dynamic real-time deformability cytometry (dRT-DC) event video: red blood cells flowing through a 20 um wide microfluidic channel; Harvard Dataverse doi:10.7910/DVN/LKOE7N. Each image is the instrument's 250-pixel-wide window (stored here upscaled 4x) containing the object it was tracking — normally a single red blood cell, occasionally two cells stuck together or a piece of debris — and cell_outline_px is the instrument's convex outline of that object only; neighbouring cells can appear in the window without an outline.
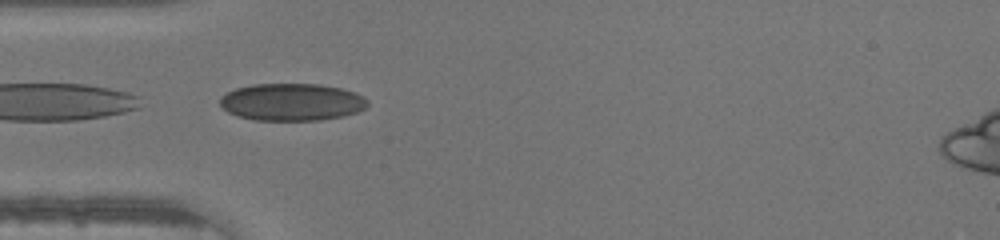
{"species": "human", "species_latin": "Homo sapiens", "temperature_condition": "warm", "stored_images_in_passage": 33, "camera_frame_rate_fps": 3000, "um_per_image_px": 0.085, "donor": {"sex": "male"}, "frame": {"image": 1, "passage_image": 1, "time_ms": 0.0, "image_size_px": [1000, 240], "cell_outline_px": [[368, 104], [364, 108], [356, 112], [344, 116], [320, 120], [256, 120], [236, 116], [220, 108], [220, 96], [236, 88], [252, 84], [320, 84], [340, 88], [356, 92], [364, 96], [368, 100]], "centroid_in_image_um": [24.79, 8.67], "position_along_channel_um": 60.2, "area_um2": 32.31}}
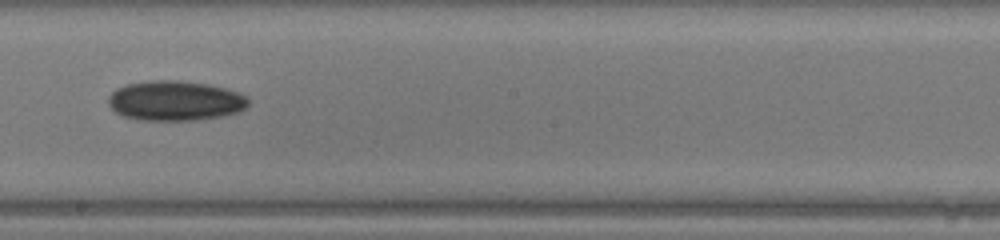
{"frame": {"image": 2, "passage_image": 13, "time_ms": 4.0, "image_size_px": [1000, 240], "cell_outline_px": [[248, 104], [240, 112], [220, 116], [196, 120], [140, 120], [124, 116], [116, 112], [108, 104], [108, 96], [116, 88], [124, 84], [152, 80], [180, 80], [208, 84], [240, 92], [248, 96]], "centroid_in_image_um": [14.89, 8.55], "position_along_channel_um": 233.3, "area_um2": 32.77}}
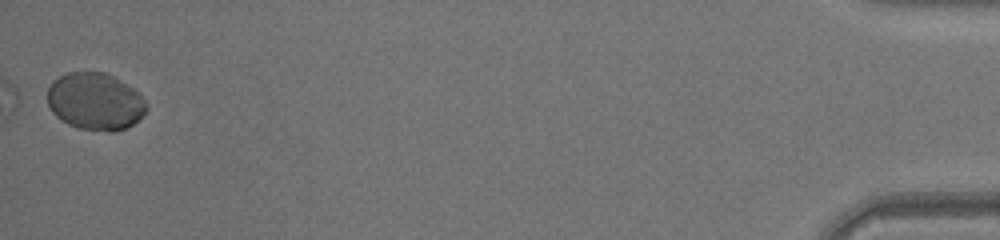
{"frame": {"image": 3, "passage_image": 33, "time_ms": 10.667, "image_size_px": [1000, 240], "cell_outline_px": [[148, 108], [132, 124], [124, 128], [112, 132], [108, 132], [76, 128], [60, 120], [52, 112], [48, 104], [48, 88], [52, 80], [68, 72], [104, 72], [120, 80], [132, 88], [148, 104]], "centroid_in_image_um": [8.05, 8.63], "position_along_channel_um": 427.2, "area_um2": 32.89}}